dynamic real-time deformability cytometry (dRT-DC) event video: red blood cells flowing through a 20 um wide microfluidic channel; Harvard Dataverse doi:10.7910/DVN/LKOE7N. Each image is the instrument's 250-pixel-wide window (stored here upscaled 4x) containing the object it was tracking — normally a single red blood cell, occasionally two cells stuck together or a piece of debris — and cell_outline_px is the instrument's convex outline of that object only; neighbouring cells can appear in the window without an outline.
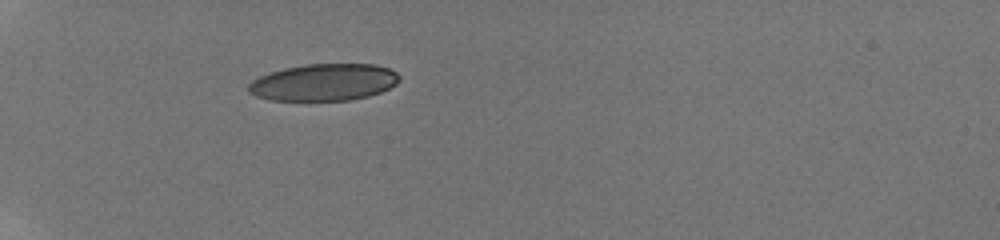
{"species": "human", "species_latin": "Homo sapiens", "temperature_condition": "room temperature", "stored_images_in_passage": 57, "camera_frame_rate_fps": 3000, "um_per_image_px": 0.085, "donor": {"sex": "male"}, "frame": {"image": 1, "passage_image": 1, "time_ms": 0.0, "image_size_px": [1000, 240], "cell_outline_px": [[400, 80], [396, 84], [380, 92], [368, 96], [352, 100], [272, 100], [256, 96], [248, 92], [248, 84], [252, 80], [268, 72], [284, 68], [308, 64], [376, 64], [388, 68], [396, 72], [400, 76]], "centroid_in_image_um": [27.52, 6.99], "position_along_channel_um": 57.5, "area_um2": 32.54}}
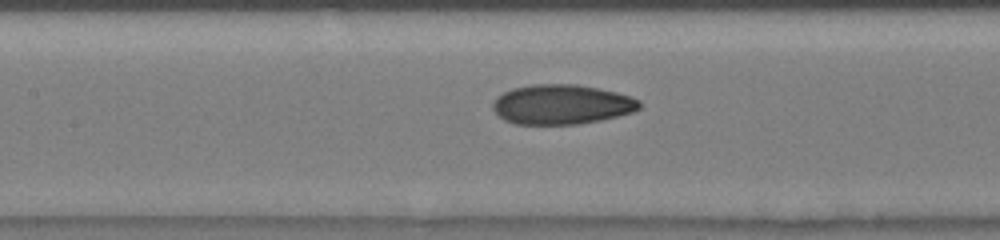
{"frame": {"image": 2, "passage_image": 16, "time_ms": 3.333, "image_size_px": [1000, 240], "cell_outline_px": [[640, 108], [632, 112], [600, 120], [576, 124], [516, 124], [504, 120], [492, 108], [492, 104], [496, 96], [512, 88], [532, 84], [576, 84], [616, 92], [640, 100]], "centroid_in_image_um": [47.7, 8.87], "position_along_channel_um": 159.7, "area_um2": 33.81}}
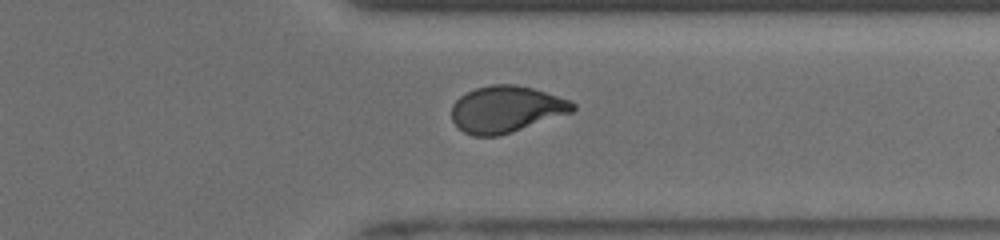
{"frame": {"image": 3, "passage_image": 40, "time_ms": 8.667, "image_size_px": [1000, 240], "cell_outline_px": [[576, 108], [572, 112], [496, 136], [472, 136], [464, 132], [452, 120], [452, 104], [460, 96], [476, 88], [492, 84], [516, 84], [532, 88], [572, 100], [576, 104]], "centroid_in_image_um": [43.02, 9.26], "position_along_channel_um": 368.4, "area_um2": 32.54}, "authors_computed_cell_mechanics": {"area_um2": 33.235, "velocity_mm_per_s": 3.914, "shape_relaxation_time_tau1_ms": 7.0726, "shape_relaxation_time_tau2_ms": 1.4499, "deformation_change_tau1": 0.201, "deformation_change_tau2": 0.071}}